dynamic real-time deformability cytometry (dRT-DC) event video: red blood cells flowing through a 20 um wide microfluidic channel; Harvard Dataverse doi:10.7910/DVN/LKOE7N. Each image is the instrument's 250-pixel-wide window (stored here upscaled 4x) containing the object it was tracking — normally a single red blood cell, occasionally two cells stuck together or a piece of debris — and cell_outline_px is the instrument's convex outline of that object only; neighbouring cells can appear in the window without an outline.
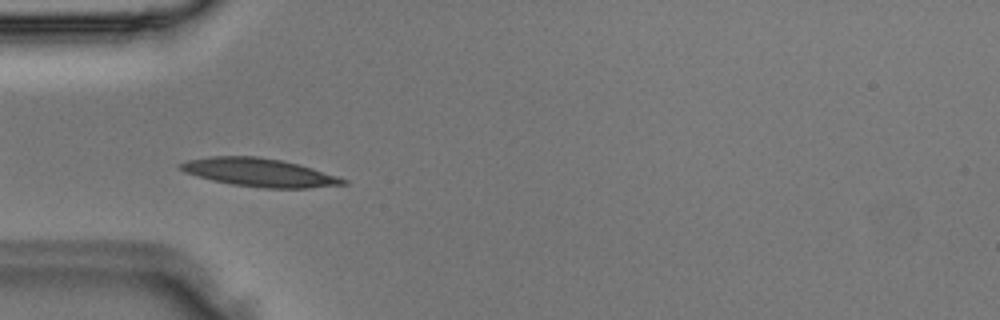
{"species": "Egyptian fruit bat (a non-hibernating species)", "species_latin": "Rousettus aegyptiacus", "temperature_condition": "room temperature", "stored_images_in_passage": 3, "camera_frame_rate_fps": 3000, "um_per_image_px": 0.085, "animal": {"sex": "male"}, "frame": {"image": 1, "passage_image": 2, "time_ms": 0.333, "image_size_px": [1000, 320], "cell_outline_px": [[348, 184], [308, 188], [264, 188], [232, 184], [212, 180], [184, 172], [176, 168], [176, 164], [188, 160], [212, 156], [256, 156], [280, 160], [312, 168], [348, 180]], "centroid_in_image_um": [21.99, 14.66], "position_along_channel_um": 63.0, "area_um2": 26.65}}